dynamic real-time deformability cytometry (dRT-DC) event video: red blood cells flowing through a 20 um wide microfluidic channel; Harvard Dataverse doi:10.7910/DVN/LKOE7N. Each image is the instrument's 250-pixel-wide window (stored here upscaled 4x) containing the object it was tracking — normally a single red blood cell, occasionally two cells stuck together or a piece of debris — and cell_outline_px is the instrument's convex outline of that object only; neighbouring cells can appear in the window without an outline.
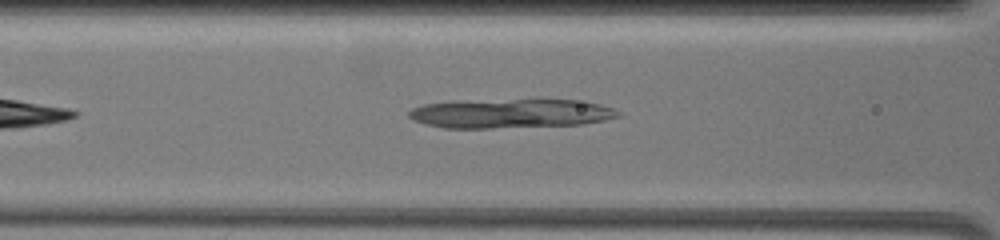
{"species": "common noctule bat (a hibernating species)", "species_latin": "Nyctalus noctula", "temperature_condition": "warm", "stored_images_in_passage": 20, "camera_frame_rate_fps": 3000, "um_per_image_px": 0.085, "animal": {"sex": "female", "body_mass_g": 19.5, "forearm_length_mm": 54.1}, "frame": {"image": 1, "passage_image": 4, "time_ms": 2.0, "image_size_px": [1000, 240], "cell_outline_px": [[620, 116], [604, 120], [584, 124], [492, 128], [444, 128], [424, 124], [412, 120], [408, 116], [408, 112], [412, 108], [424, 104], [448, 100], [572, 100], [600, 104], [612, 108], [620, 112]], "centroid_in_image_um": [43.31, 9.64], "position_along_channel_um": 123.3, "area_um2": 35.78}}
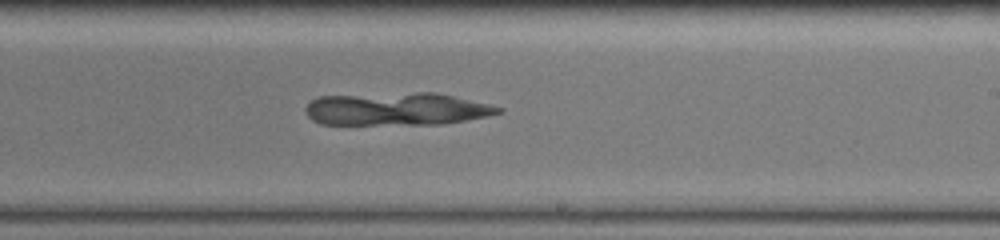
{"frame": {"image": 2, "passage_image": 10, "time_ms": 5.667, "image_size_px": [1000, 240], "cell_outline_px": [[504, 112], [488, 116], [444, 124], [320, 124], [312, 120], [308, 116], [304, 108], [312, 100], [320, 96], [416, 92], [436, 92], [488, 104], [504, 108]], "centroid_in_image_um": [33.73, 9.26], "position_along_channel_um": 255.3, "area_um2": 36.88}}
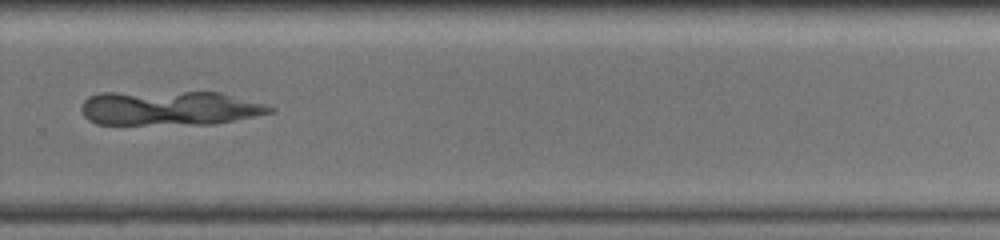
{"frame": {"image": 3, "passage_image": 13, "time_ms": 7.333, "image_size_px": [1000, 240], "cell_outline_px": [[276, 108], [272, 112], [212, 124], [96, 124], [88, 120], [84, 116], [80, 108], [84, 100], [88, 96], [100, 92], [220, 92], [268, 104]], "centroid_in_image_um": [14.38, 9.18], "position_along_channel_um": 315.4, "area_um2": 38.09}}